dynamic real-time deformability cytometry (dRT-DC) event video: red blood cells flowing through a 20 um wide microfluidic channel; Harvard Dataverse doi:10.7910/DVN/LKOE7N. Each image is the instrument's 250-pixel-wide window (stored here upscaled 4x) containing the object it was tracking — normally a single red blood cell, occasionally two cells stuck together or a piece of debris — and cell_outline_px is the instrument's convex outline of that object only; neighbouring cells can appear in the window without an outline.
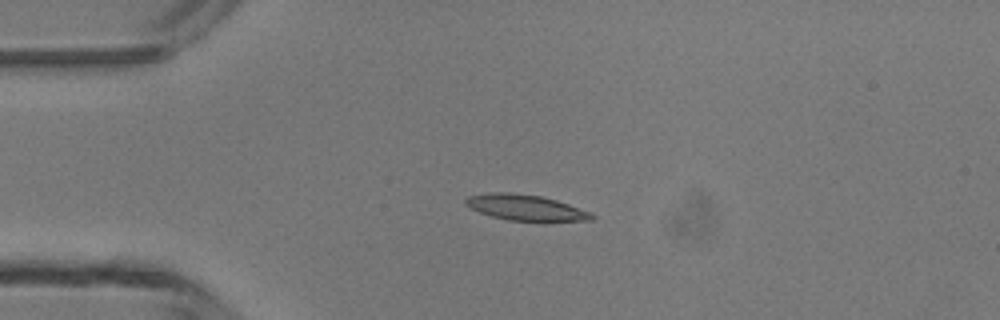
{"species": "common noctule bat (a hibernating species)", "species_latin": "Nyctalus noctula", "temperature_condition": "room temperature", "stored_images_in_passage": 4, "camera_frame_rate_fps": 3000, "um_per_image_px": 0.085, "animal": {"sex": "male", "body_mass_g": 13.3}, "frame": {"image": 1, "passage_image": 3, "time_ms": 2.333, "image_size_px": [1000, 320], "cell_outline_px": [[596, 216], [592, 220], [544, 224], [508, 220], [492, 216], [480, 212], [464, 204], [464, 200], [468, 196], [488, 192], [512, 192], [540, 196], [556, 200], [568, 204], [588, 212]], "centroid_in_image_um": [44.72, 17.69], "position_along_channel_um": 40.3, "area_um2": 19.71}}